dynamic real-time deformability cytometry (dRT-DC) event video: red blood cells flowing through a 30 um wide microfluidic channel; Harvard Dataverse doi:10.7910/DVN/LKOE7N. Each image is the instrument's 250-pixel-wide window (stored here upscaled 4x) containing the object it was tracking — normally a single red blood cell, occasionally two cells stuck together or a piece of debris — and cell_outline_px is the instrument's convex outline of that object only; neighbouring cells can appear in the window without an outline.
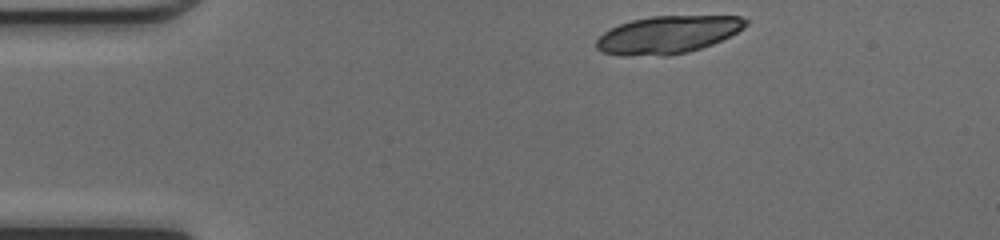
{"species": "common noctule bat (a hibernating species)", "species_latin": "Nyctalus noctula", "temperature_condition": "cold", "stored_images_in_passage": 41, "camera_frame_rate_fps": 3000, "um_per_image_px": 0.085, "animal": {"sex": "female", "body_mass_g": 17.0, "forearm_length_mm": 48.0}, "frame": {"image": 1, "passage_image": 1, "time_ms": 0.0, "image_size_px": [1000, 240], "cell_outline_px": [[748, 24], [744, 28], [712, 44], [688, 52], [664, 56], [620, 56], [604, 52], [596, 48], [596, 40], [604, 32], [620, 24], [632, 20], [652, 16], [740, 16], [748, 20]], "centroid_in_image_um": [56.74, 2.96], "position_along_channel_um": 28.3, "area_um2": 32.66}}
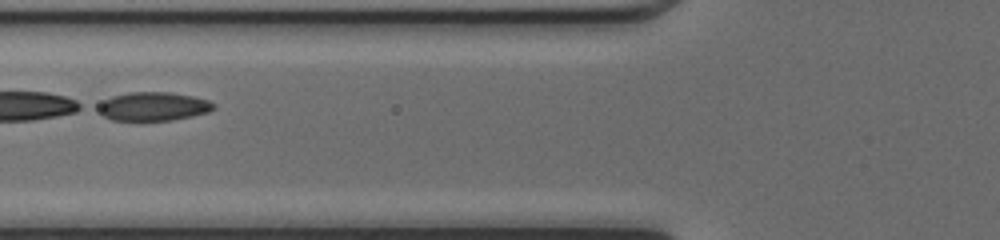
{"frame": {"image": 2, "passage_image": 12, "time_ms": 3.667, "image_size_px": [1000, 240], "cell_outline_px": [[216, 108], [208, 112], [192, 116], [172, 120], [112, 120], [104, 116], [92, 108], [96, 104], [112, 96], [128, 92], [168, 92], [192, 96], [208, 100], [216, 104]], "centroid_in_image_um": [12.97, 9.04], "position_along_channel_um": 112.8, "area_um2": 19.54}}